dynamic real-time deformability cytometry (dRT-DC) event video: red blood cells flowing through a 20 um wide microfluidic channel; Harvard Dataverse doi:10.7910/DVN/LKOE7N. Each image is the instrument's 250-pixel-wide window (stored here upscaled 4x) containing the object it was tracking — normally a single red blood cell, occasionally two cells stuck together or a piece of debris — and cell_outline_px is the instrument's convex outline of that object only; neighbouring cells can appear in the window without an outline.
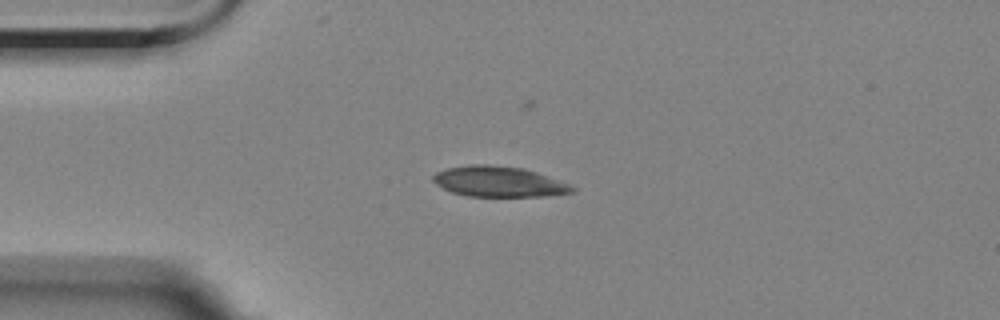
{"species": "Egyptian fruit bat (a non-hibernating species)", "species_latin": "Rousettus aegyptiacus", "temperature_condition": "room temperature", "stored_images_in_passage": 4, "camera_frame_rate_fps": 3000, "um_per_image_px": 0.085, "animal": {"sex": "female"}, "frame": {"image": 1, "passage_image": 2, "time_ms": 2.0, "image_size_px": [1000, 320], "cell_outline_px": [[576, 192], [544, 196], [468, 196], [452, 192], [436, 184], [432, 180], [432, 176], [436, 172], [448, 168], [468, 164], [488, 164], [524, 168], [536, 172], [568, 184], [576, 188]], "centroid_in_image_um": [42.38, 15.43], "position_along_channel_um": 42.6, "area_um2": 24.62}}
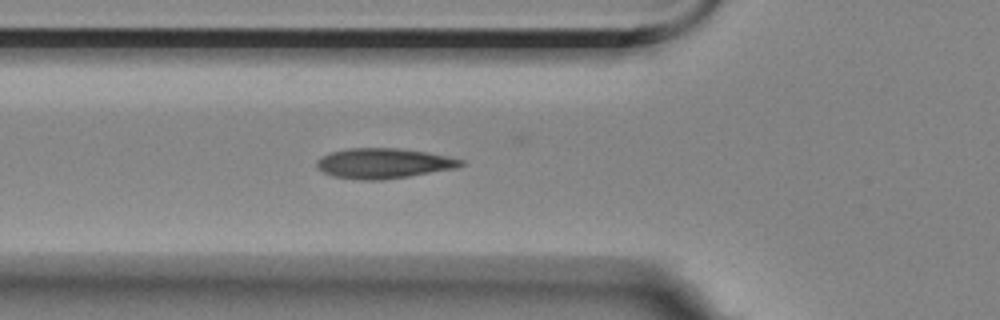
{"frame": {"image": 2, "passage_image": 4, "time_ms": 4.0, "image_size_px": [1000, 320], "cell_outline_px": [[464, 164], [456, 168], [384, 180], [360, 180], [332, 176], [316, 168], [316, 160], [328, 152], [348, 148], [400, 148], [448, 156], [464, 160]], "centroid_in_image_um": [32.56, 13.88], "position_along_channel_um": 93.2, "area_um2": 25.43}}